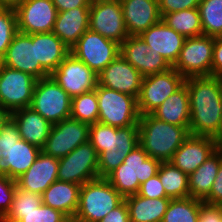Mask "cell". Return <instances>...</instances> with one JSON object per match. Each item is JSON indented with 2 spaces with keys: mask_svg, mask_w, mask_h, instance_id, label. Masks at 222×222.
I'll list each match as a JSON object with an SVG mask.
<instances>
[{
  "mask_svg": "<svg viewBox=\"0 0 222 222\" xmlns=\"http://www.w3.org/2000/svg\"><path fill=\"white\" fill-rule=\"evenodd\" d=\"M185 84L190 104L189 133L213 137L222 117V77H190Z\"/></svg>",
  "mask_w": 222,
  "mask_h": 222,
  "instance_id": "cell-1",
  "label": "cell"
},
{
  "mask_svg": "<svg viewBox=\"0 0 222 222\" xmlns=\"http://www.w3.org/2000/svg\"><path fill=\"white\" fill-rule=\"evenodd\" d=\"M89 142L98 154L99 178H105L139 145V123L120 128L101 122L90 124Z\"/></svg>",
  "mask_w": 222,
  "mask_h": 222,
  "instance_id": "cell-2",
  "label": "cell"
},
{
  "mask_svg": "<svg viewBox=\"0 0 222 222\" xmlns=\"http://www.w3.org/2000/svg\"><path fill=\"white\" fill-rule=\"evenodd\" d=\"M139 145L154 159L170 161L175 151L190 135L189 126H177L155 118L152 114L140 115Z\"/></svg>",
  "mask_w": 222,
  "mask_h": 222,
  "instance_id": "cell-3",
  "label": "cell"
},
{
  "mask_svg": "<svg viewBox=\"0 0 222 222\" xmlns=\"http://www.w3.org/2000/svg\"><path fill=\"white\" fill-rule=\"evenodd\" d=\"M161 161L136 146L105 179L124 197L138 193L140 185L158 173Z\"/></svg>",
  "mask_w": 222,
  "mask_h": 222,
  "instance_id": "cell-4",
  "label": "cell"
},
{
  "mask_svg": "<svg viewBox=\"0 0 222 222\" xmlns=\"http://www.w3.org/2000/svg\"><path fill=\"white\" fill-rule=\"evenodd\" d=\"M124 201V197L105 179L98 178L80 187L79 205L73 222H97Z\"/></svg>",
  "mask_w": 222,
  "mask_h": 222,
  "instance_id": "cell-5",
  "label": "cell"
},
{
  "mask_svg": "<svg viewBox=\"0 0 222 222\" xmlns=\"http://www.w3.org/2000/svg\"><path fill=\"white\" fill-rule=\"evenodd\" d=\"M98 100V122L117 128L139 122L137 98L100 86L95 88Z\"/></svg>",
  "mask_w": 222,
  "mask_h": 222,
  "instance_id": "cell-6",
  "label": "cell"
},
{
  "mask_svg": "<svg viewBox=\"0 0 222 222\" xmlns=\"http://www.w3.org/2000/svg\"><path fill=\"white\" fill-rule=\"evenodd\" d=\"M30 107L53 125L70 118L71 97L48 76L36 81Z\"/></svg>",
  "mask_w": 222,
  "mask_h": 222,
  "instance_id": "cell-7",
  "label": "cell"
},
{
  "mask_svg": "<svg viewBox=\"0 0 222 222\" xmlns=\"http://www.w3.org/2000/svg\"><path fill=\"white\" fill-rule=\"evenodd\" d=\"M70 53L98 75L120 55V44L88 29L70 48Z\"/></svg>",
  "mask_w": 222,
  "mask_h": 222,
  "instance_id": "cell-8",
  "label": "cell"
},
{
  "mask_svg": "<svg viewBox=\"0 0 222 222\" xmlns=\"http://www.w3.org/2000/svg\"><path fill=\"white\" fill-rule=\"evenodd\" d=\"M214 37L201 35L186 38L176 63L172 66L185 79L211 76Z\"/></svg>",
  "mask_w": 222,
  "mask_h": 222,
  "instance_id": "cell-9",
  "label": "cell"
},
{
  "mask_svg": "<svg viewBox=\"0 0 222 222\" xmlns=\"http://www.w3.org/2000/svg\"><path fill=\"white\" fill-rule=\"evenodd\" d=\"M184 84L185 78L173 67L167 71L143 77L137 99L140 115L151 114Z\"/></svg>",
  "mask_w": 222,
  "mask_h": 222,
  "instance_id": "cell-10",
  "label": "cell"
},
{
  "mask_svg": "<svg viewBox=\"0 0 222 222\" xmlns=\"http://www.w3.org/2000/svg\"><path fill=\"white\" fill-rule=\"evenodd\" d=\"M37 79L0 64V106L12 113L30 107Z\"/></svg>",
  "mask_w": 222,
  "mask_h": 222,
  "instance_id": "cell-11",
  "label": "cell"
},
{
  "mask_svg": "<svg viewBox=\"0 0 222 222\" xmlns=\"http://www.w3.org/2000/svg\"><path fill=\"white\" fill-rule=\"evenodd\" d=\"M58 180L83 185L99 178L98 154L87 141L59 159Z\"/></svg>",
  "mask_w": 222,
  "mask_h": 222,
  "instance_id": "cell-12",
  "label": "cell"
},
{
  "mask_svg": "<svg viewBox=\"0 0 222 222\" xmlns=\"http://www.w3.org/2000/svg\"><path fill=\"white\" fill-rule=\"evenodd\" d=\"M89 29L121 44L129 35L125 27L120 0H92Z\"/></svg>",
  "mask_w": 222,
  "mask_h": 222,
  "instance_id": "cell-13",
  "label": "cell"
},
{
  "mask_svg": "<svg viewBox=\"0 0 222 222\" xmlns=\"http://www.w3.org/2000/svg\"><path fill=\"white\" fill-rule=\"evenodd\" d=\"M90 124L68 118L53 124L41 149L47 155L60 159L71 153L80 144L89 141Z\"/></svg>",
  "mask_w": 222,
  "mask_h": 222,
  "instance_id": "cell-14",
  "label": "cell"
},
{
  "mask_svg": "<svg viewBox=\"0 0 222 222\" xmlns=\"http://www.w3.org/2000/svg\"><path fill=\"white\" fill-rule=\"evenodd\" d=\"M50 76L71 98L94 91L98 85V75L71 53Z\"/></svg>",
  "mask_w": 222,
  "mask_h": 222,
  "instance_id": "cell-15",
  "label": "cell"
},
{
  "mask_svg": "<svg viewBox=\"0 0 222 222\" xmlns=\"http://www.w3.org/2000/svg\"><path fill=\"white\" fill-rule=\"evenodd\" d=\"M0 64L28 73L37 80L50 76L40 63H36V34L17 32Z\"/></svg>",
  "mask_w": 222,
  "mask_h": 222,
  "instance_id": "cell-16",
  "label": "cell"
},
{
  "mask_svg": "<svg viewBox=\"0 0 222 222\" xmlns=\"http://www.w3.org/2000/svg\"><path fill=\"white\" fill-rule=\"evenodd\" d=\"M15 12L18 32L24 34L52 32L58 14L52 0H26Z\"/></svg>",
  "mask_w": 222,
  "mask_h": 222,
  "instance_id": "cell-17",
  "label": "cell"
},
{
  "mask_svg": "<svg viewBox=\"0 0 222 222\" xmlns=\"http://www.w3.org/2000/svg\"><path fill=\"white\" fill-rule=\"evenodd\" d=\"M143 76L121 55L98 74V84L138 99Z\"/></svg>",
  "mask_w": 222,
  "mask_h": 222,
  "instance_id": "cell-18",
  "label": "cell"
},
{
  "mask_svg": "<svg viewBox=\"0 0 222 222\" xmlns=\"http://www.w3.org/2000/svg\"><path fill=\"white\" fill-rule=\"evenodd\" d=\"M216 150L212 137L190 134L175 151L170 162L189 176Z\"/></svg>",
  "mask_w": 222,
  "mask_h": 222,
  "instance_id": "cell-19",
  "label": "cell"
},
{
  "mask_svg": "<svg viewBox=\"0 0 222 222\" xmlns=\"http://www.w3.org/2000/svg\"><path fill=\"white\" fill-rule=\"evenodd\" d=\"M139 37L155 54L165 58L171 66L176 63L186 40L185 36L168 27L162 19L142 32Z\"/></svg>",
  "mask_w": 222,
  "mask_h": 222,
  "instance_id": "cell-20",
  "label": "cell"
},
{
  "mask_svg": "<svg viewBox=\"0 0 222 222\" xmlns=\"http://www.w3.org/2000/svg\"><path fill=\"white\" fill-rule=\"evenodd\" d=\"M59 159L40 152L30 168L16 179L21 190L42 195L43 192L58 180Z\"/></svg>",
  "mask_w": 222,
  "mask_h": 222,
  "instance_id": "cell-21",
  "label": "cell"
},
{
  "mask_svg": "<svg viewBox=\"0 0 222 222\" xmlns=\"http://www.w3.org/2000/svg\"><path fill=\"white\" fill-rule=\"evenodd\" d=\"M129 36L142 32L161 20L158 0H120Z\"/></svg>",
  "mask_w": 222,
  "mask_h": 222,
  "instance_id": "cell-22",
  "label": "cell"
},
{
  "mask_svg": "<svg viewBox=\"0 0 222 222\" xmlns=\"http://www.w3.org/2000/svg\"><path fill=\"white\" fill-rule=\"evenodd\" d=\"M11 118L16 123L21 139L42 149L52 124L31 107L15 110Z\"/></svg>",
  "mask_w": 222,
  "mask_h": 222,
  "instance_id": "cell-23",
  "label": "cell"
},
{
  "mask_svg": "<svg viewBox=\"0 0 222 222\" xmlns=\"http://www.w3.org/2000/svg\"><path fill=\"white\" fill-rule=\"evenodd\" d=\"M90 7H77L58 12L53 33L71 48L89 29Z\"/></svg>",
  "mask_w": 222,
  "mask_h": 222,
  "instance_id": "cell-24",
  "label": "cell"
},
{
  "mask_svg": "<svg viewBox=\"0 0 222 222\" xmlns=\"http://www.w3.org/2000/svg\"><path fill=\"white\" fill-rule=\"evenodd\" d=\"M81 185L56 180L42 194L43 204L61 211L71 221L79 205Z\"/></svg>",
  "mask_w": 222,
  "mask_h": 222,
  "instance_id": "cell-25",
  "label": "cell"
},
{
  "mask_svg": "<svg viewBox=\"0 0 222 222\" xmlns=\"http://www.w3.org/2000/svg\"><path fill=\"white\" fill-rule=\"evenodd\" d=\"M70 54V48L53 32L36 34V63L51 75Z\"/></svg>",
  "mask_w": 222,
  "mask_h": 222,
  "instance_id": "cell-26",
  "label": "cell"
},
{
  "mask_svg": "<svg viewBox=\"0 0 222 222\" xmlns=\"http://www.w3.org/2000/svg\"><path fill=\"white\" fill-rule=\"evenodd\" d=\"M155 118L177 126L190 125L189 92L186 84L171 94L151 113Z\"/></svg>",
  "mask_w": 222,
  "mask_h": 222,
  "instance_id": "cell-27",
  "label": "cell"
},
{
  "mask_svg": "<svg viewBox=\"0 0 222 222\" xmlns=\"http://www.w3.org/2000/svg\"><path fill=\"white\" fill-rule=\"evenodd\" d=\"M130 222H162L170 198H146L138 194L124 198Z\"/></svg>",
  "mask_w": 222,
  "mask_h": 222,
  "instance_id": "cell-28",
  "label": "cell"
},
{
  "mask_svg": "<svg viewBox=\"0 0 222 222\" xmlns=\"http://www.w3.org/2000/svg\"><path fill=\"white\" fill-rule=\"evenodd\" d=\"M222 161V150L217 149L188 176L190 197L204 200L210 193Z\"/></svg>",
  "mask_w": 222,
  "mask_h": 222,
  "instance_id": "cell-29",
  "label": "cell"
},
{
  "mask_svg": "<svg viewBox=\"0 0 222 222\" xmlns=\"http://www.w3.org/2000/svg\"><path fill=\"white\" fill-rule=\"evenodd\" d=\"M157 174L168 198L181 199L190 197L188 175L170 161L161 162Z\"/></svg>",
  "mask_w": 222,
  "mask_h": 222,
  "instance_id": "cell-30",
  "label": "cell"
},
{
  "mask_svg": "<svg viewBox=\"0 0 222 222\" xmlns=\"http://www.w3.org/2000/svg\"><path fill=\"white\" fill-rule=\"evenodd\" d=\"M164 23L186 38L203 35V29L198 8L185 9L163 14Z\"/></svg>",
  "mask_w": 222,
  "mask_h": 222,
  "instance_id": "cell-31",
  "label": "cell"
},
{
  "mask_svg": "<svg viewBox=\"0 0 222 222\" xmlns=\"http://www.w3.org/2000/svg\"><path fill=\"white\" fill-rule=\"evenodd\" d=\"M202 202L192 197L171 199L162 222H198Z\"/></svg>",
  "mask_w": 222,
  "mask_h": 222,
  "instance_id": "cell-32",
  "label": "cell"
},
{
  "mask_svg": "<svg viewBox=\"0 0 222 222\" xmlns=\"http://www.w3.org/2000/svg\"><path fill=\"white\" fill-rule=\"evenodd\" d=\"M198 9L203 35L222 37V0H200Z\"/></svg>",
  "mask_w": 222,
  "mask_h": 222,
  "instance_id": "cell-33",
  "label": "cell"
},
{
  "mask_svg": "<svg viewBox=\"0 0 222 222\" xmlns=\"http://www.w3.org/2000/svg\"><path fill=\"white\" fill-rule=\"evenodd\" d=\"M41 149L27 141L20 139L13 145L12 164H10V178L17 179L24 174L35 162Z\"/></svg>",
  "mask_w": 222,
  "mask_h": 222,
  "instance_id": "cell-34",
  "label": "cell"
},
{
  "mask_svg": "<svg viewBox=\"0 0 222 222\" xmlns=\"http://www.w3.org/2000/svg\"><path fill=\"white\" fill-rule=\"evenodd\" d=\"M21 137L16 123L10 117L0 131V175L10 178V164H12L13 145Z\"/></svg>",
  "mask_w": 222,
  "mask_h": 222,
  "instance_id": "cell-35",
  "label": "cell"
},
{
  "mask_svg": "<svg viewBox=\"0 0 222 222\" xmlns=\"http://www.w3.org/2000/svg\"><path fill=\"white\" fill-rule=\"evenodd\" d=\"M98 114L96 90L71 98L70 118L93 124L98 122Z\"/></svg>",
  "mask_w": 222,
  "mask_h": 222,
  "instance_id": "cell-36",
  "label": "cell"
},
{
  "mask_svg": "<svg viewBox=\"0 0 222 222\" xmlns=\"http://www.w3.org/2000/svg\"><path fill=\"white\" fill-rule=\"evenodd\" d=\"M61 211L45 204L30 213H7L0 222H70Z\"/></svg>",
  "mask_w": 222,
  "mask_h": 222,
  "instance_id": "cell-37",
  "label": "cell"
},
{
  "mask_svg": "<svg viewBox=\"0 0 222 222\" xmlns=\"http://www.w3.org/2000/svg\"><path fill=\"white\" fill-rule=\"evenodd\" d=\"M151 49L139 36H128L120 44V55L143 76V59Z\"/></svg>",
  "mask_w": 222,
  "mask_h": 222,
  "instance_id": "cell-38",
  "label": "cell"
},
{
  "mask_svg": "<svg viewBox=\"0 0 222 222\" xmlns=\"http://www.w3.org/2000/svg\"><path fill=\"white\" fill-rule=\"evenodd\" d=\"M18 32L15 9L0 8V61Z\"/></svg>",
  "mask_w": 222,
  "mask_h": 222,
  "instance_id": "cell-39",
  "label": "cell"
},
{
  "mask_svg": "<svg viewBox=\"0 0 222 222\" xmlns=\"http://www.w3.org/2000/svg\"><path fill=\"white\" fill-rule=\"evenodd\" d=\"M42 195L21 190H15L11 208L7 213H30L42 205Z\"/></svg>",
  "mask_w": 222,
  "mask_h": 222,
  "instance_id": "cell-40",
  "label": "cell"
},
{
  "mask_svg": "<svg viewBox=\"0 0 222 222\" xmlns=\"http://www.w3.org/2000/svg\"><path fill=\"white\" fill-rule=\"evenodd\" d=\"M16 188L15 179L0 175V220L10 210Z\"/></svg>",
  "mask_w": 222,
  "mask_h": 222,
  "instance_id": "cell-41",
  "label": "cell"
},
{
  "mask_svg": "<svg viewBox=\"0 0 222 222\" xmlns=\"http://www.w3.org/2000/svg\"><path fill=\"white\" fill-rule=\"evenodd\" d=\"M172 66L159 54H155L153 50L144 56L143 59V77L161 73L171 69Z\"/></svg>",
  "mask_w": 222,
  "mask_h": 222,
  "instance_id": "cell-42",
  "label": "cell"
},
{
  "mask_svg": "<svg viewBox=\"0 0 222 222\" xmlns=\"http://www.w3.org/2000/svg\"><path fill=\"white\" fill-rule=\"evenodd\" d=\"M137 194L146 198H168L158 174L142 183Z\"/></svg>",
  "mask_w": 222,
  "mask_h": 222,
  "instance_id": "cell-43",
  "label": "cell"
},
{
  "mask_svg": "<svg viewBox=\"0 0 222 222\" xmlns=\"http://www.w3.org/2000/svg\"><path fill=\"white\" fill-rule=\"evenodd\" d=\"M200 0H158L159 12L168 14L185 9H193L199 7Z\"/></svg>",
  "mask_w": 222,
  "mask_h": 222,
  "instance_id": "cell-44",
  "label": "cell"
},
{
  "mask_svg": "<svg viewBox=\"0 0 222 222\" xmlns=\"http://www.w3.org/2000/svg\"><path fill=\"white\" fill-rule=\"evenodd\" d=\"M198 222H222V205L202 202Z\"/></svg>",
  "mask_w": 222,
  "mask_h": 222,
  "instance_id": "cell-45",
  "label": "cell"
},
{
  "mask_svg": "<svg viewBox=\"0 0 222 222\" xmlns=\"http://www.w3.org/2000/svg\"><path fill=\"white\" fill-rule=\"evenodd\" d=\"M208 204L222 205V161L217 173V176L213 182L209 195L203 200Z\"/></svg>",
  "mask_w": 222,
  "mask_h": 222,
  "instance_id": "cell-46",
  "label": "cell"
},
{
  "mask_svg": "<svg viewBox=\"0 0 222 222\" xmlns=\"http://www.w3.org/2000/svg\"><path fill=\"white\" fill-rule=\"evenodd\" d=\"M211 76L222 77V37L214 38Z\"/></svg>",
  "mask_w": 222,
  "mask_h": 222,
  "instance_id": "cell-47",
  "label": "cell"
},
{
  "mask_svg": "<svg viewBox=\"0 0 222 222\" xmlns=\"http://www.w3.org/2000/svg\"><path fill=\"white\" fill-rule=\"evenodd\" d=\"M97 222H130L129 211L125 200Z\"/></svg>",
  "mask_w": 222,
  "mask_h": 222,
  "instance_id": "cell-48",
  "label": "cell"
},
{
  "mask_svg": "<svg viewBox=\"0 0 222 222\" xmlns=\"http://www.w3.org/2000/svg\"><path fill=\"white\" fill-rule=\"evenodd\" d=\"M58 12L71 10L77 7H90L92 0H52Z\"/></svg>",
  "mask_w": 222,
  "mask_h": 222,
  "instance_id": "cell-49",
  "label": "cell"
},
{
  "mask_svg": "<svg viewBox=\"0 0 222 222\" xmlns=\"http://www.w3.org/2000/svg\"><path fill=\"white\" fill-rule=\"evenodd\" d=\"M26 0H0V8L16 9L23 4Z\"/></svg>",
  "mask_w": 222,
  "mask_h": 222,
  "instance_id": "cell-50",
  "label": "cell"
},
{
  "mask_svg": "<svg viewBox=\"0 0 222 222\" xmlns=\"http://www.w3.org/2000/svg\"><path fill=\"white\" fill-rule=\"evenodd\" d=\"M212 138L216 144L217 149L222 150V117H221V123H220L219 129Z\"/></svg>",
  "mask_w": 222,
  "mask_h": 222,
  "instance_id": "cell-51",
  "label": "cell"
},
{
  "mask_svg": "<svg viewBox=\"0 0 222 222\" xmlns=\"http://www.w3.org/2000/svg\"><path fill=\"white\" fill-rule=\"evenodd\" d=\"M11 117V113L0 106V131L3 128V125L8 121Z\"/></svg>",
  "mask_w": 222,
  "mask_h": 222,
  "instance_id": "cell-52",
  "label": "cell"
}]
</instances>
